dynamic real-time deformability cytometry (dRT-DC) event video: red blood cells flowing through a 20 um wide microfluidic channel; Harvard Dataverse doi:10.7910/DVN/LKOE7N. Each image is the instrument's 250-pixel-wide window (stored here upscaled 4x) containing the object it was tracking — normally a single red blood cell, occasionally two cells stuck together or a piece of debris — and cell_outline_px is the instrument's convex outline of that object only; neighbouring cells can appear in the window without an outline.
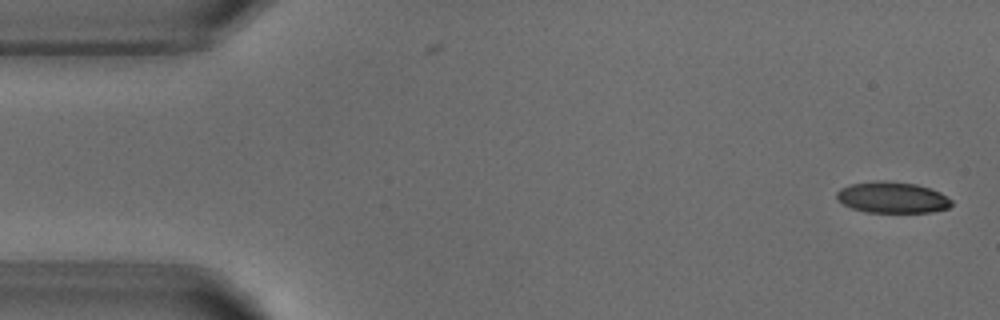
{"species": "common noctule bat (a hibernating species)", "species_latin": "Nyctalus noctula", "temperature_condition": "warm", "stored_images_in_passage": 5, "camera_frame_rate_fps": 3000, "um_per_image_px": 0.085, "animal": {"sex": "male", "body_mass_g": 18.8}, "frame": {"image": 1, "passage_image": 1, "time_ms": 0.0, "image_size_px": [1000, 320], "cell_outline_px": [[952, 204], [948, 208], [932, 212], [864, 212], [852, 208], [836, 200], [836, 192], [840, 188], [852, 184], [876, 180], [884, 180], [916, 184], [940, 192], [952, 200]], "centroid_in_image_um": [75.82, 16.78], "position_along_channel_um": 9.2, "area_um2": 20.92}}
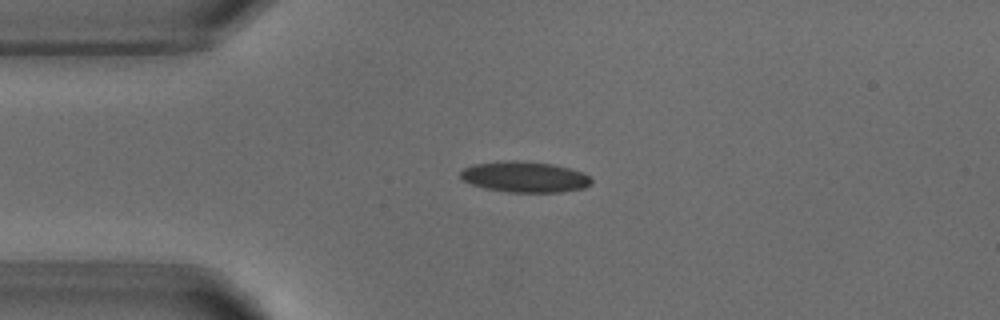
{"frame": {"image": 2, "passage_image": 4, "time_ms": 3.333, "image_size_px": [1000, 320], "cell_outline_px": [[592, 184], [584, 188], [560, 192], [508, 192], [484, 188], [472, 184], [464, 180], [460, 176], [460, 172], [464, 168], [472, 164], [500, 160], [516, 160], [552, 164], [572, 168], [584, 172], [592, 180]], "centroid_in_image_um": [44.61, 15.02], "position_along_channel_um": 40.4, "area_um2": 23.76}}